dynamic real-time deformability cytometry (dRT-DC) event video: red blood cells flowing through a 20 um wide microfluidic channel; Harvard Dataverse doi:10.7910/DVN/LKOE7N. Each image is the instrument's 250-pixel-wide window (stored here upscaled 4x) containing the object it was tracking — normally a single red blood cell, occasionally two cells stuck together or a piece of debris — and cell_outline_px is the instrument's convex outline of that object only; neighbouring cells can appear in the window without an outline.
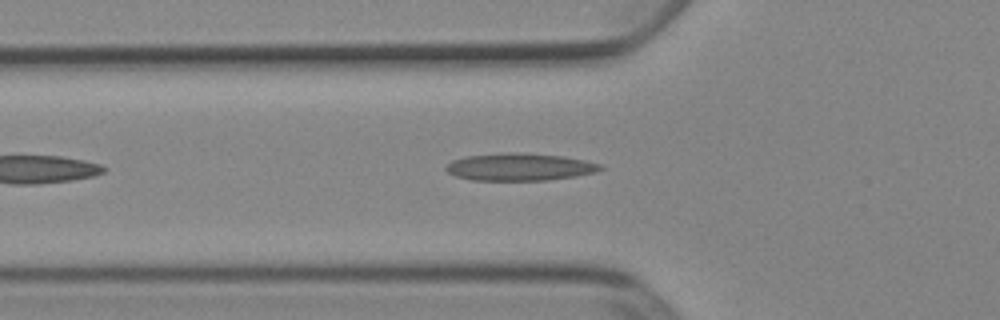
{"species": "Egyptian fruit bat (a non-hibernating species)", "species_latin": "Rousettus aegyptiacus", "temperature_condition": "cold", "stored_images_in_passage": 38, "camera_frame_rate_fps": 3000, "um_per_image_px": 0.085, "animal": {"sex": "female"}, "frame": {"image": 1, "passage_image": 7, "time_ms": 2.0, "image_size_px": [1000, 320], "cell_outline_px": [[604, 168], [596, 172], [576, 176], [548, 180], [472, 180], [456, 176], [448, 172], [444, 168], [452, 160], [464, 156], [504, 152], [524, 152], [564, 156], [584, 160], [600, 164]], "centroid_in_image_um": [44.16, 14.18], "position_along_channel_um": 81.6, "area_um2": 24.85}}
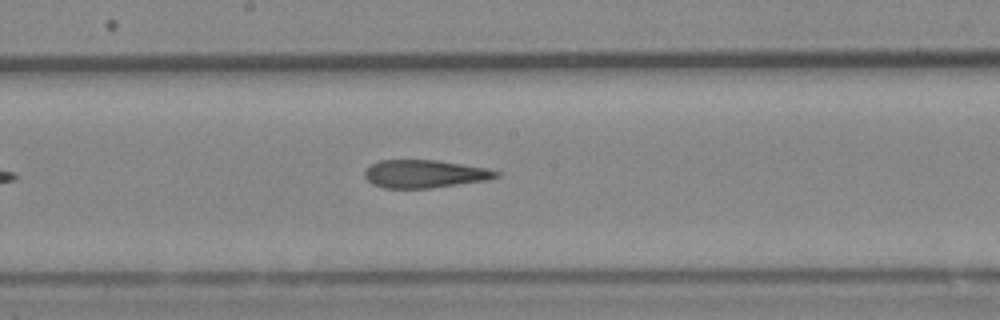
{"frame": {"image": 2, "passage_image": 17, "time_ms": 5.333, "image_size_px": [1000, 320], "cell_outline_px": [[500, 176], [488, 180], [432, 188], [384, 188], [372, 184], [364, 176], [364, 168], [368, 164], [380, 160], [436, 160], [488, 168], [500, 172]], "centroid_in_image_um": [36.07, 14.77], "position_along_channel_um": 212.1, "area_um2": 21.68}}
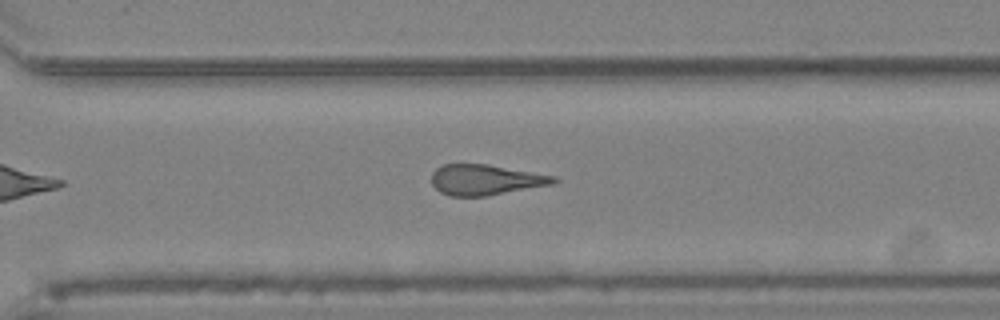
{"frame": {"image": 3, "passage_image": 26, "time_ms": 8.333, "image_size_px": [1000, 320], "cell_outline_px": [[560, 180], [556, 184], [488, 196], [448, 196], [440, 192], [432, 184], [432, 172], [436, 168], [444, 164], [488, 164], [556, 176]], "centroid_in_image_um": [41.32, 15.29], "position_along_channel_um": 329.3, "area_um2": 22.02}, "authors_computed_cell_mechanics": {"area_um2": 22.253, "velocity_mm_per_s": 3.9177, "shape_relaxation_time_tau1_ms": 8.1946, "shape_relaxation_time_tau2_ms": 2.3283, "deformation_change_tau1": 0.2127, "deformation_change_tau2": 0.1319}}